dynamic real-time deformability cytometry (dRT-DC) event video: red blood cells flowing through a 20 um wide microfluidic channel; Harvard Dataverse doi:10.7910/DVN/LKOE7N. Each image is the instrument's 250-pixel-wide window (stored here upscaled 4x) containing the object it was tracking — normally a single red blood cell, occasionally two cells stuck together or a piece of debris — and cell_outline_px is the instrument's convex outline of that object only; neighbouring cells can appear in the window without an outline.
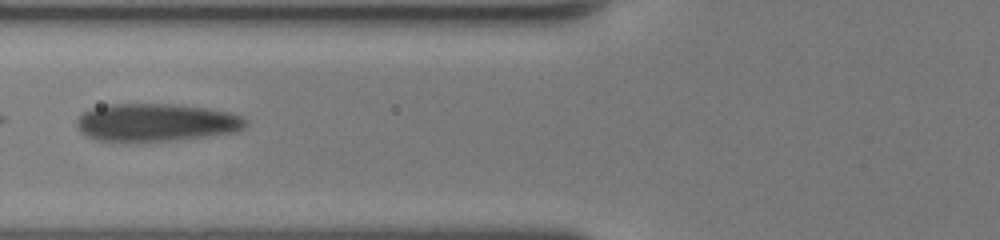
{"species": "human", "species_latin": "Homo sapiens", "temperature_condition": "room temperature", "stored_images_in_passage": 50, "camera_frame_rate_fps": 3000, "um_per_image_px": 0.085, "donor": {"sex": "female"}, "frame": {"image": 1, "passage_image": 19, "time_ms": 6.0, "image_size_px": [1000, 240], "cell_outline_px": [[248, 124], [244, 128], [236, 132], [176, 140], [128, 144], [96, 140], [80, 132], [76, 124], [76, 120], [84, 112], [92, 108], [108, 104], [172, 104], [208, 108], [228, 112], [240, 116], [248, 120]], "centroid_in_image_um": [13.23, 10.44], "position_along_channel_um": 112.6, "area_um2": 38.03}}
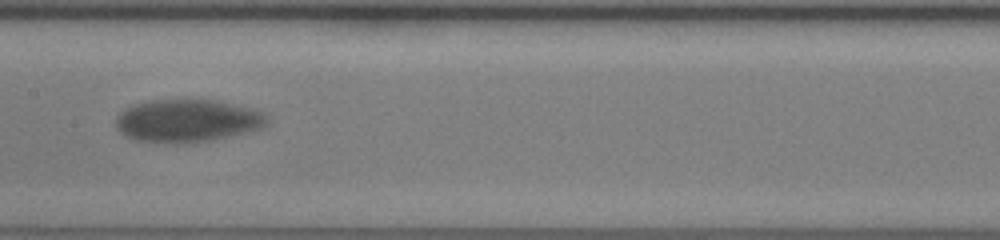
{"frame": {"image": 2, "passage_image": 25, "time_ms": 8.0, "image_size_px": [1000, 240], "cell_outline_px": [[268, 124], [264, 128], [248, 132], [212, 140], [180, 144], [172, 144], [136, 140], [120, 132], [116, 128], [116, 120], [120, 112], [136, 104], [148, 100], [216, 100], [252, 108], [268, 116]], "centroid_in_image_um": [15.96, 10.28], "position_along_channel_um": 191.4, "area_um2": 37.8}}
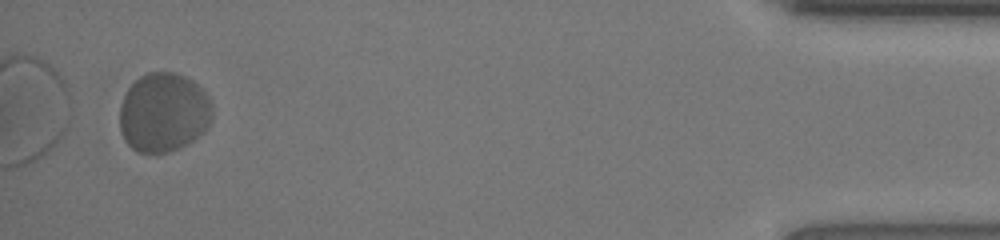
{"frame": {"image": 3, "passage_image": 48, "time_ms": 15.667, "image_size_px": [1000, 240], "cell_outline_px": [[212, 116], [208, 128], [204, 132], [188, 144], [180, 148], [168, 152], [136, 152], [124, 140], [120, 128], [120, 108], [124, 96], [128, 88], [140, 76], [148, 72], [172, 72], [184, 76], [196, 84], [208, 96], [212, 104]], "centroid_in_image_um": [13.91, 9.57], "position_along_channel_um": 421.3, "area_um2": 42.83}, "authors_computed_cell_mechanics": {"area_um2": 40.5756, "velocity_mm_per_s": 3.9591, "shape_relaxation_time_tau1_ms": 5.6104, "shape_relaxation_time_tau2_ms": null, "deformation_change_tau1": 0.2167, "deformation_change_tau2": null}}